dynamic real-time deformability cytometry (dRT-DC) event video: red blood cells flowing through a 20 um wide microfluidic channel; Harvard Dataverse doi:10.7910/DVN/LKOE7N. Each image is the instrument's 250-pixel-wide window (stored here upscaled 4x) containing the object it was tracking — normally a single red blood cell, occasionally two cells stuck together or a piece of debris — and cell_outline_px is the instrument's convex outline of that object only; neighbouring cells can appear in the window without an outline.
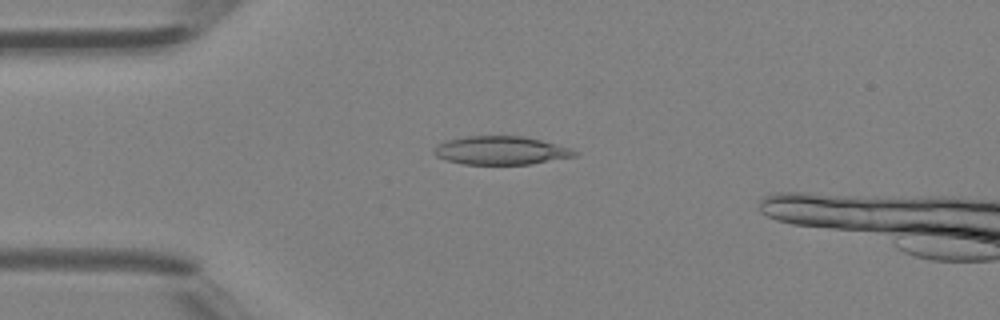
{"species": "Egyptian fruit bat (a non-hibernating species)", "species_latin": "Rousettus aegyptiacus", "temperature_condition": "room temperature", "stored_images_in_passage": 43, "camera_frame_rate_fps": 3000, "um_per_image_px": 0.085, "animal": {"sex": "female"}, "frame": {"image": 1, "passage_image": 12, "time_ms": 3.667, "image_size_px": [1000, 320], "cell_outline_px": [[580, 152], [576, 156], [532, 164], [464, 164], [444, 160], [436, 156], [432, 152], [432, 148], [436, 144], [444, 140], [464, 136], [524, 136], [556, 144]], "centroid_in_image_um": [42.51, 12.78], "position_along_channel_um": 42.5, "area_um2": 23.52}}
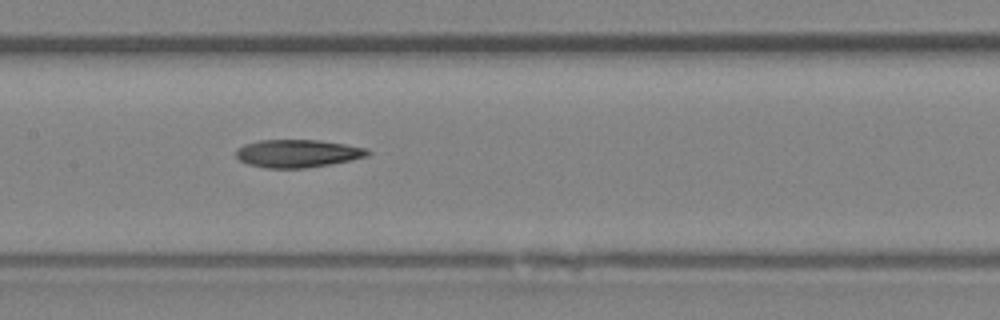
{"frame": {"image": 2, "passage_image": 23, "time_ms": 7.333, "image_size_px": [1000, 320], "cell_outline_px": [[372, 152], [368, 156], [352, 160], [332, 164], [304, 168], [264, 168], [248, 164], [240, 160], [236, 156], [236, 148], [244, 144], [260, 140], [320, 140], [368, 148]], "centroid_in_image_um": [25.32, 13.04], "position_along_channel_um": 182.1, "area_um2": 21.56}}
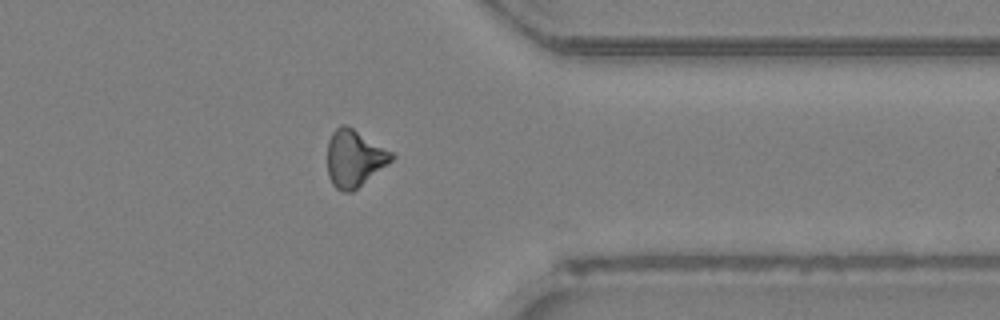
{"frame": {"image": 3, "passage_image": 37, "time_ms": 12.0, "image_size_px": [1000, 320], "cell_outline_px": [[396, 156], [392, 160], [352, 192], [344, 192], [336, 188], [332, 184], [328, 176], [328, 140], [332, 132], [340, 124], [348, 124], [392, 152]], "centroid_in_image_um": [30.1, 13.43], "position_along_channel_um": 381.3, "area_um2": 21.27}}